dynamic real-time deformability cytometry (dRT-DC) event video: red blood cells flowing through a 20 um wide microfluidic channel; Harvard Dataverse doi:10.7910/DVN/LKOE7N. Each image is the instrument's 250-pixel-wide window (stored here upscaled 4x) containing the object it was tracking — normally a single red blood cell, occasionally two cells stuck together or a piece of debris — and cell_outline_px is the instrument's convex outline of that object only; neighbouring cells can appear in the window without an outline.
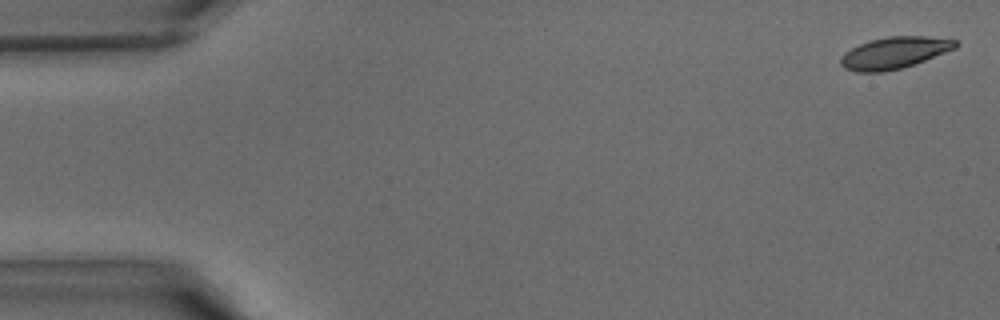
{"species": "common noctule bat (a hibernating species)", "species_latin": "Nyctalus noctula", "temperature_condition": "warm", "stored_images_in_passage": 41, "camera_frame_rate_fps": 3000, "um_per_image_px": 0.085, "animal": {"sex": "male", "body_mass_g": 15.6}, "frame": {"image": 1, "passage_image": 1, "time_ms": 0.0, "image_size_px": [1000, 320], "cell_outline_px": [[960, 44], [956, 48], [924, 60], [900, 68], [884, 72], [856, 72], [844, 68], [840, 64], [840, 56], [844, 52], [868, 40], [888, 36], [924, 36], [956, 40]], "centroid_in_image_um": [75.98, 4.48], "position_along_channel_um": 9.0, "area_um2": 21.15}}
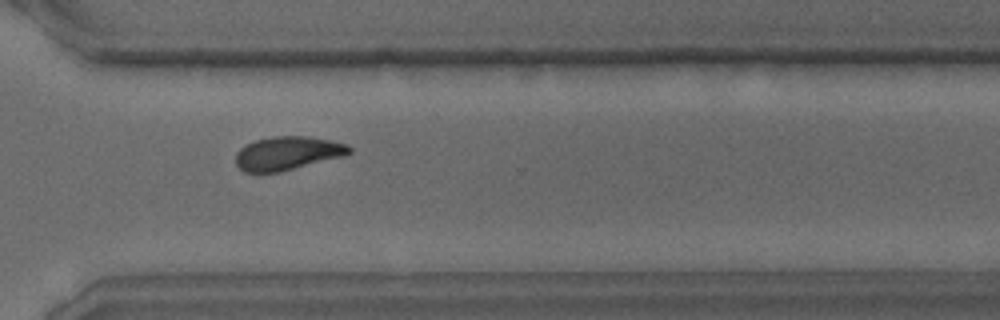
{"frame": {"image": 2, "passage_image": 30, "time_ms": 9.667, "image_size_px": [1000, 320], "cell_outline_px": [[352, 152], [344, 156], [280, 172], [244, 172], [236, 164], [236, 152], [240, 148], [256, 140], [272, 136], [308, 136], [332, 140], [348, 144], [352, 148]], "centroid_in_image_um": [24.48, 13.02], "position_along_channel_um": 346.1, "area_um2": 22.31}}
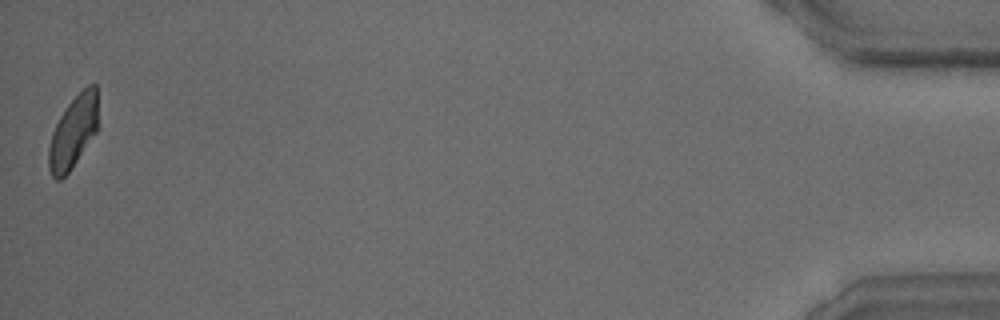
{"frame": {"image": 3, "passage_image": 41, "time_ms": 13.333, "image_size_px": [1000, 320], "cell_outline_px": [[96, 132], [68, 172], [60, 180], [56, 180], [52, 176], [48, 168], [48, 148], [52, 132], [60, 116], [68, 104], [88, 84], [96, 84]], "centroid_in_image_um": [6.18, 11.24], "position_along_channel_um": 429.0, "area_um2": 20.23}}